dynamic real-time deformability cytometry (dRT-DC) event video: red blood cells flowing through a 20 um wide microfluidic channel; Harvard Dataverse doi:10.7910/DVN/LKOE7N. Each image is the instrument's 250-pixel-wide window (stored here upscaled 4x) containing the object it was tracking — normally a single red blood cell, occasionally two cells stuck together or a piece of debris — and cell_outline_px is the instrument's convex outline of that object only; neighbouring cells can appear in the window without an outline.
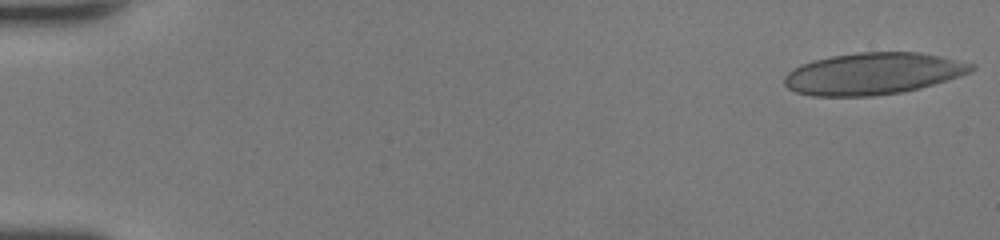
{"species": "human", "species_latin": "Homo sapiens", "temperature_condition": "room temperature", "stored_images_in_passage": 47, "camera_frame_rate_fps": 3000, "um_per_image_px": 0.085, "donor": {"sex": "female"}, "frame": {"image": 1, "passage_image": 1, "time_ms": 0.0, "image_size_px": [1000, 240], "cell_outline_px": [[976, 68], [972, 72], [960, 76], [920, 88], [904, 92], [872, 96], [812, 96], [796, 92], [788, 88], [784, 84], [784, 76], [792, 68], [800, 64], [812, 60], [832, 56], [860, 52], [920, 52], [940, 56], [976, 64]], "centroid_in_image_um": [74.21, 6.26], "position_along_channel_um": 10.8, "area_um2": 45.84}}
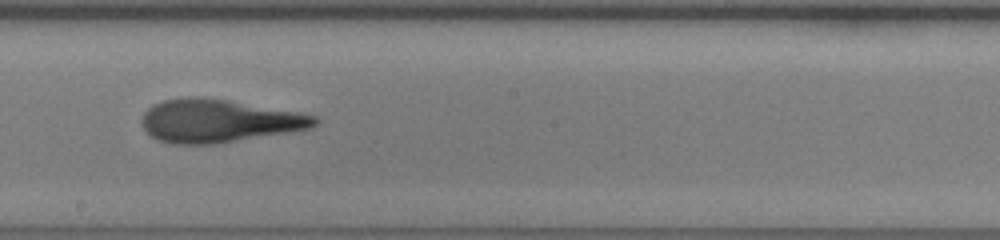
{"frame": {"image": 2, "passage_image": 27, "time_ms": 8.667, "image_size_px": [1000, 240], "cell_outline_px": [[320, 120], [312, 128], [216, 144], [172, 144], [156, 140], [144, 128], [140, 120], [144, 112], [152, 104], [164, 100], [228, 100], [300, 112], [316, 116]], "centroid_in_image_um": [18.62, 10.32], "position_along_channel_um": 229.6, "area_um2": 42.48}}
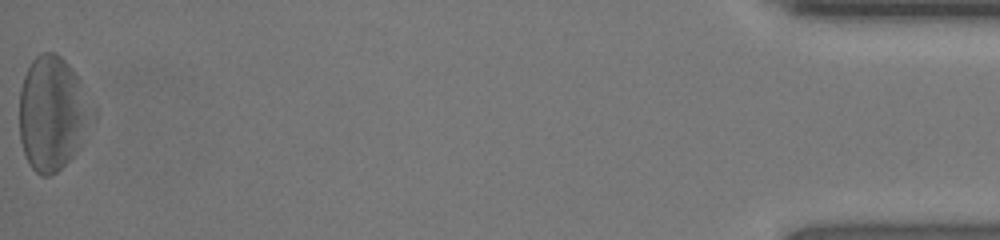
{"frame": {"image": 3, "passage_image": 47, "time_ms": 15.333, "image_size_px": [1000, 240], "cell_outline_px": [[96, 120], [76, 152], [56, 172], [48, 176], [40, 176], [28, 164], [20, 140], [20, 88], [24, 76], [32, 60], [36, 56], [44, 52], [56, 52], [72, 68], [80, 80], [96, 108]], "centroid_in_image_um": [4.51, 9.64], "position_along_channel_um": 430.7, "area_um2": 49.13}, "authors_computed_cell_mechanics": {"area_um2": 44.4482, "velocity_mm_per_s": 4.405, "shape_relaxation_time_tau1_ms": 7.6255, "shape_relaxation_time_tau2_ms": 2.3491, "deformation_change_tau1": 0.2448, "deformation_change_tau2": 0.1353}}